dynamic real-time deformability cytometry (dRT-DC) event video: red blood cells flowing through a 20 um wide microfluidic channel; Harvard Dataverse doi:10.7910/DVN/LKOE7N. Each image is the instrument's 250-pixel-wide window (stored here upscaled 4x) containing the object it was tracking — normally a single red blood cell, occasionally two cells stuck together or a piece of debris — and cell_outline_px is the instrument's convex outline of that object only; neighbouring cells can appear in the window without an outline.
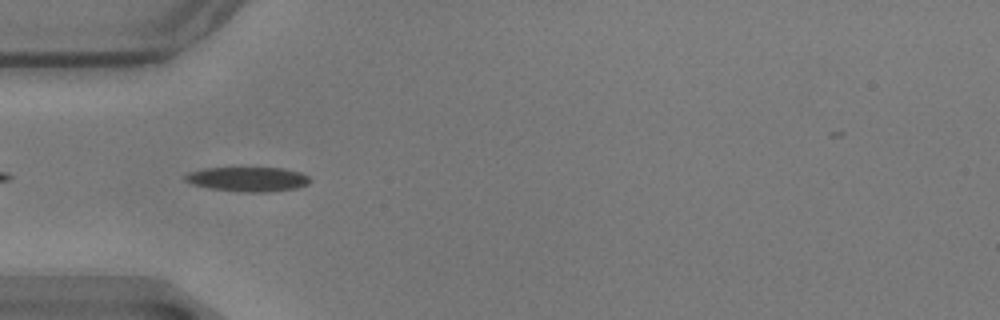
{"species": "common noctule bat (a hibernating species)", "species_latin": "Nyctalus noctula", "temperature_condition": "warm", "stored_images_in_passage": 6, "camera_frame_rate_fps": 3000, "um_per_image_px": 0.085, "animal": {"sex": "male", "body_mass_g": 17.9}, "frame": {"image": 1, "passage_image": 3, "time_ms": 0.667, "image_size_px": [1000, 320], "cell_outline_px": [[308, 184], [296, 188], [268, 192], [244, 192], [208, 188], [192, 184], [184, 180], [184, 176], [188, 172], [204, 168], [240, 164], [284, 168], [300, 172], [308, 176]], "centroid_in_image_um": [21.0, 15.16], "position_along_channel_um": 64.0, "area_um2": 18.96}}